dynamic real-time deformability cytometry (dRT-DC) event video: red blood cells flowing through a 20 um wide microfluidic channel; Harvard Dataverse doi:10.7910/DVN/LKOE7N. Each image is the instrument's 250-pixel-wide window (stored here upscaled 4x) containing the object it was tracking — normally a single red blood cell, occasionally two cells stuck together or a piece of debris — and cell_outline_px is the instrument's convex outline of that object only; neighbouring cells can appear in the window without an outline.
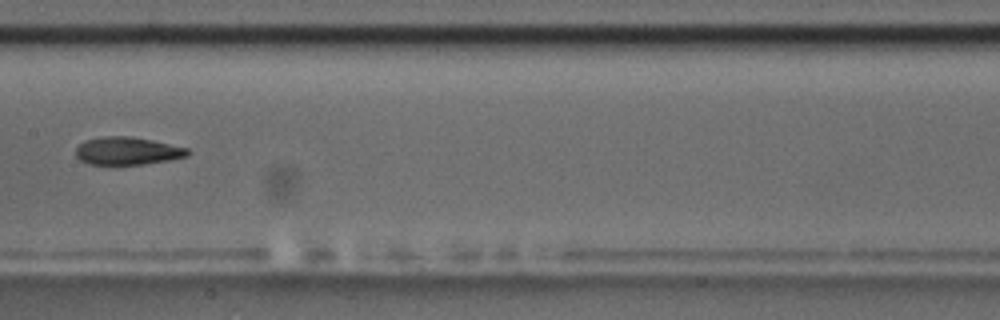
{"species": "common noctule bat (a hibernating species)", "species_latin": "Nyctalus noctula", "temperature_condition": "room temperature", "stored_images_in_passage": 10, "camera_frame_rate_fps": 3000, "um_per_image_px": 0.085, "animal": {"sex": "male", "body_mass_g": 17.5, "forearm_length_mm": 52.3}, "frame": {"image": 1, "passage_image": 9, "time_ms": 9.333, "image_size_px": [1000, 320], "cell_outline_px": [[188, 156], [168, 160], [140, 164], [88, 164], [80, 160], [76, 156], [76, 148], [84, 140], [104, 136], [132, 136], [152, 140], [188, 148]], "centroid_in_image_um": [10.8, 12.82], "position_along_channel_um": 196.6, "area_um2": 17.98}}
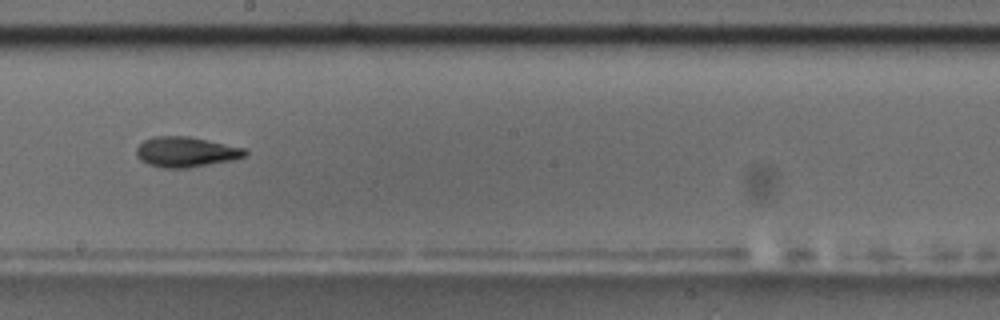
{"frame": {"image": 2, "passage_image": 10, "time_ms": 10.333, "image_size_px": [1000, 320], "cell_outline_px": [[248, 152], [244, 156], [232, 160], [188, 168], [160, 168], [148, 164], [140, 160], [136, 156], [136, 148], [144, 140], [152, 136], [188, 136], [244, 148]], "centroid_in_image_um": [15.75, 12.92], "position_along_channel_um": 232.4, "area_um2": 19.13}}